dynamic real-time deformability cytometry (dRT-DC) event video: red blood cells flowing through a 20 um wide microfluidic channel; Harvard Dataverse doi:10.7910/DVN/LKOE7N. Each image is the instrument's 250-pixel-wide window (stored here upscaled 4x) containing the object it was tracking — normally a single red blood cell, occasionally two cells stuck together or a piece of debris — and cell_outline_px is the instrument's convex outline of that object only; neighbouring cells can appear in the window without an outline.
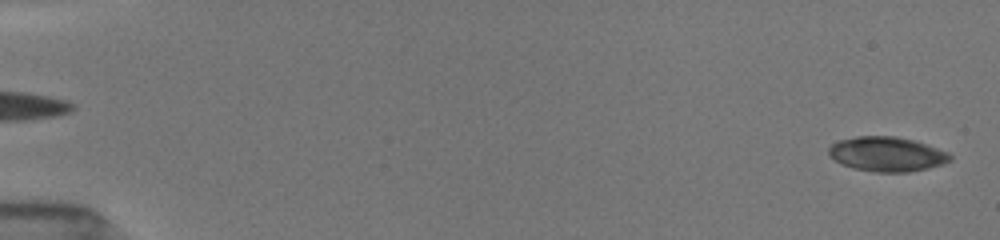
{"species": "common noctule bat (a hibernating species)", "species_latin": "Nyctalus noctula", "temperature_condition": "room temperature", "stored_images_in_passage": 45, "camera_frame_rate_fps": 3000, "um_per_image_px": 0.085, "animal": {"sex": "female", "body_mass_g": 19.5, "forearm_length_mm": 54.1}, "frame": {"image": 1, "passage_image": 2, "time_ms": 0.333, "image_size_px": [1000, 240], "cell_outline_px": [[952, 160], [928, 168], [908, 172], [876, 172], [852, 168], [840, 164], [828, 152], [828, 148], [832, 144], [840, 140], [856, 136], [896, 136], [912, 140], [948, 152], [952, 156]], "centroid_in_image_um": [75.37, 13.1], "position_along_channel_um": 9.6, "area_um2": 24.28}}
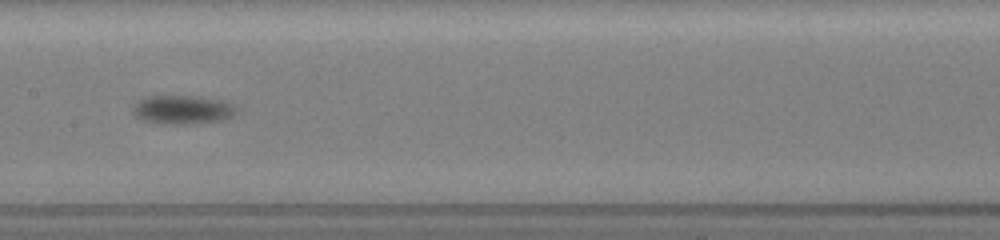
{"frame": {"image": 2, "passage_image": 25, "time_ms": 9.667, "image_size_px": [1000, 240], "cell_outline_px": [[236, 112], [232, 116], [220, 120], [180, 124], [172, 124], [144, 120], [136, 116], [132, 112], [132, 108], [140, 100], [148, 96], [200, 96], [220, 100], [228, 104]], "centroid_in_image_um": [15.46, 9.31], "position_along_channel_um": 191.9, "area_um2": 16.7}}
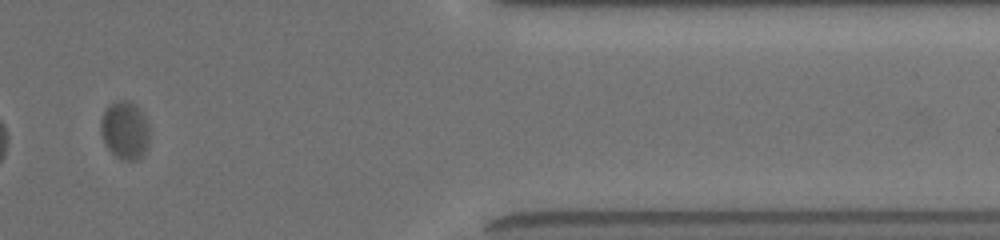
{"frame": {"image": 3, "passage_image": 39, "time_ms": 16.0, "image_size_px": [1000, 240], "cell_outline_px": [[148, 148], [136, 160], [124, 160], [116, 156], [108, 148], [100, 132], [100, 120], [104, 108], [108, 104], [116, 100], [128, 100], [136, 104], [140, 108], [144, 116], [148, 128]], "centroid_in_image_um": [10.59, 11.02], "position_along_channel_um": 400.8, "area_um2": 16.59}, "authors_computed_cell_mechanics": {"area_um2": 16.8198, "velocity_mm_per_s": 3.7743, "shape_relaxation_time_tau1_ms": 2.2751, "shape_relaxation_time_tau2_ms": null, "deformation_change_tau1": 0.1545, "deformation_change_tau2": null}}